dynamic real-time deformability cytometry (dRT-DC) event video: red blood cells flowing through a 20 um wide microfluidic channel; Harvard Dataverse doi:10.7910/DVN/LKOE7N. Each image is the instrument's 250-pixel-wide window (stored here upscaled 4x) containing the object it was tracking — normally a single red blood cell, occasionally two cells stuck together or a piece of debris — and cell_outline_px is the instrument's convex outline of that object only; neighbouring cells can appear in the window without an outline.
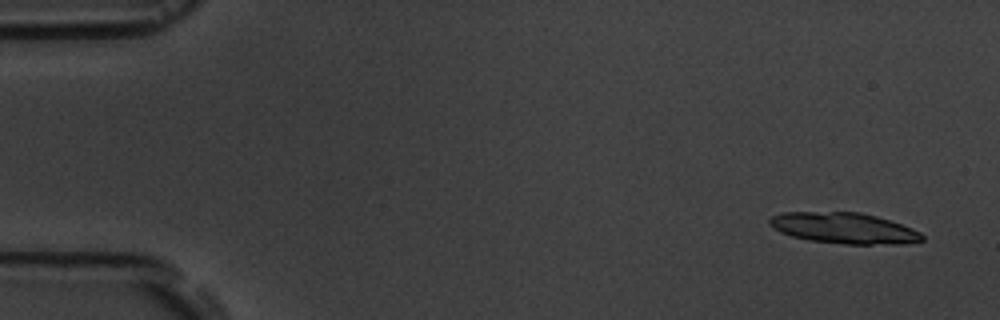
{"species": "common noctule bat (a hibernating species)", "species_latin": "Nyctalus noctula", "temperature_condition": "room temperature", "stored_images_in_passage": 5, "camera_frame_rate_fps": 3000, "um_per_image_px": 0.085, "animal": {"sex": "male", "body_mass_g": 19.5, "forearm_length_mm": 54.6}, "frame": {"image": 1, "passage_image": 1, "time_ms": 0.0, "image_size_px": [1000, 320], "cell_outline_px": [[924, 240], [904, 244], [844, 244], [808, 240], [792, 236], [780, 232], [768, 224], [768, 220], [772, 216], [780, 212], [860, 212], [876, 216], [912, 228], [920, 232], [924, 236]], "centroid_in_image_um": [71.72, 19.39], "position_along_channel_um": 13.3, "area_um2": 27.51}}